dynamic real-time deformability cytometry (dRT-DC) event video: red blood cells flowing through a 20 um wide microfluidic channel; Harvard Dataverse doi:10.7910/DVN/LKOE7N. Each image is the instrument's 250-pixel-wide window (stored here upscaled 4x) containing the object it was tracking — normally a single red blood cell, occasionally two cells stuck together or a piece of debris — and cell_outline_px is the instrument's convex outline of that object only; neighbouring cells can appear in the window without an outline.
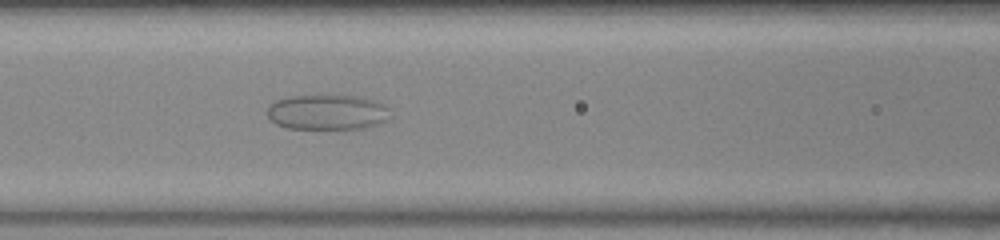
{"species": "common noctule bat (a hibernating species)", "species_latin": "Nyctalus noctula", "temperature_condition": "warm", "stored_images_in_passage": 51, "camera_frame_rate_fps": 3000, "um_per_image_px": 0.085, "animal": {"sex": "female", "body_mass_g": 23.0, "forearm_length_mm": 53.4}, "frame": {"image": 1, "passage_image": 21, "time_ms": 6.667, "image_size_px": [1000, 240], "cell_outline_px": [[388, 120], [364, 128], [288, 128], [276, 124], [268, 116], [268, 108], [276, 100], [292, 96], [360, 96], [376, 100], [384, 104], [388, 108]], "centroid_in_image_um": [27.85, 9.53], "position_along_channel_um": 138.8, "area_um2": 24.85}}
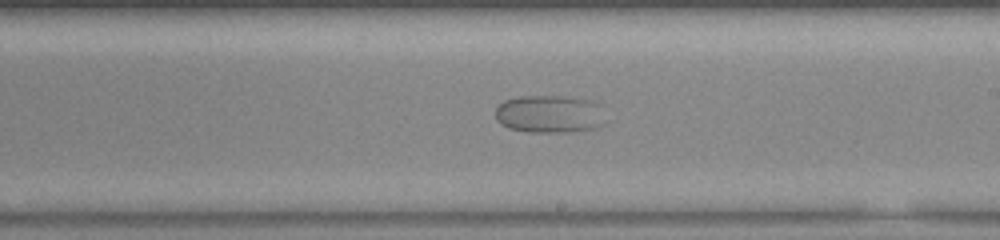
{"frame": {"image": 2, "passage_image": 29, "time_ms": 9.333, "image_size_px": [1000, 240], "cell_outline_px": [[600, 124], [592, 128], [560, 132], [532, 132], [508, 128], [500, 124], [496, 120], [496, 108], [504, 100], [520, 96], [560, 96], [592, 100], [596, 104]], "centroid_in_image_um": [46.55, 9.68], "position_along_channel_um": 242.5, "area_um2": 23.41}}
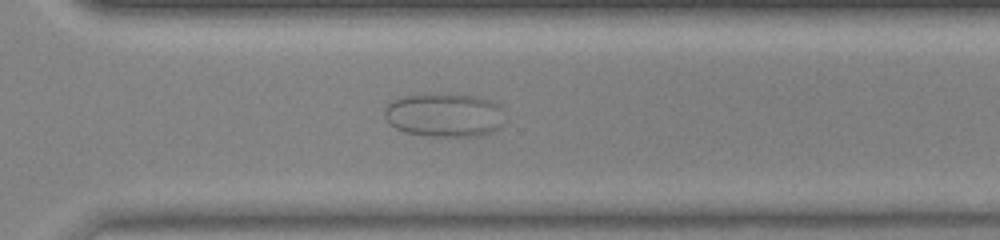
{"frame": {"image": 3, "passage_image": 36, "time_ms": 11.667, "image_size_px": [1000, 240], "cell_outline_px": [[504, 124], [500, 128], [492, 132], [476, 136], [428, 136], [404, 132], [388, 124], [384, 116], [384, 108], [392, 100], [404, 96], [436, 92], [440, 92], [476, 96], [500, 104]], "centroid_in_image_um": [37.75, 9.76], "position_along_channel_um": 332.8, "area_um2": 31.33}}